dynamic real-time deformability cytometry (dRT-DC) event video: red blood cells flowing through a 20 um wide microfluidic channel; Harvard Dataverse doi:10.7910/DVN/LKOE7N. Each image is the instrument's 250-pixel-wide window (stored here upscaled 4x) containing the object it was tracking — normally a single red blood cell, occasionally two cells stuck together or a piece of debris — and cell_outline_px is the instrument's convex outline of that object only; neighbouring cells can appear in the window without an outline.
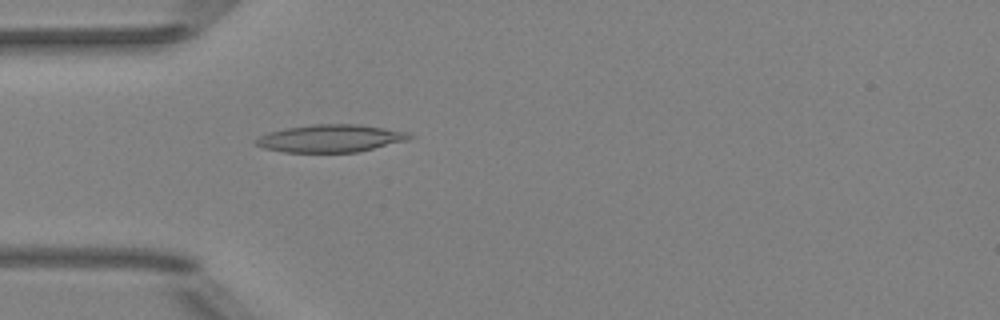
{"species": "Egyptian fruit bat (a non-hibernating species)", "species_latin": "Rousettus aegyptiacus", "temperature_condition": "room temperature", "stored_images_in_passage": 51, "camera_frame_rate_fps": 3000, "um_per_image_px": 0.085, "animal": {"sex": "female"}, "frame": {"image": 1, "passage_image": 15, "time_ms": 4.667, "image_size_px": [1000, 320], "cell_outline_px": [[416, 136], [408, 140], [360, 152], [284, 152], [264, 148], [256, 144], [252, 140], [268, 132], [288, 128], [312, 124], [360, 124], [408, 132]], "centroid_in_image_um": [28.13, 11.76], "position_along_channel_um": 56.9, "area_um2": 24.8}}
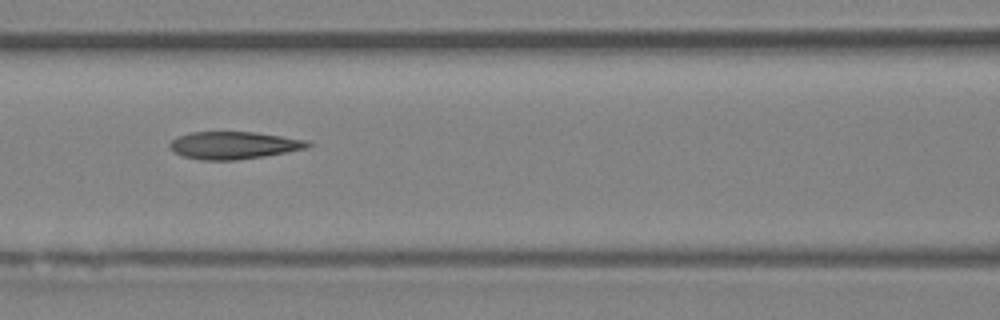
{"frame": {"image": 2, "passage_image": 22, "time_ms": 7.0, "image_size_px": [1000, 320], "cell_outline_px": [[312, 144], [308, 148], [264, 156], [236, 160], [200, 160], [184, 156], [168, 148], [168, 144], [176, 136], [192, 132], [256, 132], [308, 140]], "centroid_in_image_um": [19.86, 12.34], "position_along_channel_um": 146.7, "area_um2": 22.14}}
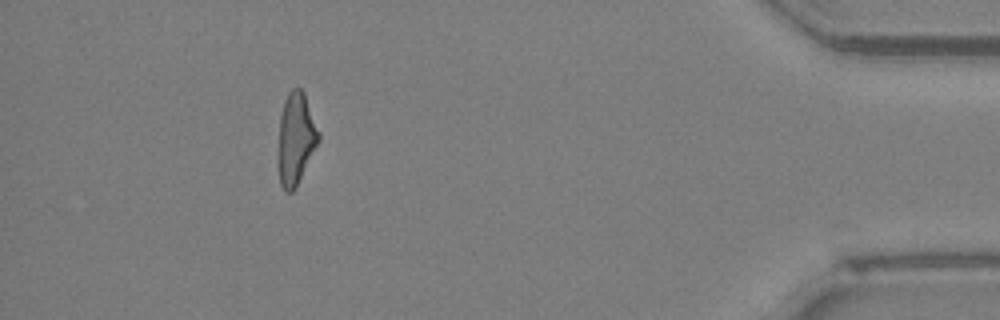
{"frame": {"image": 3, "passage_image": 46, "time_ms": 15.0, "image_size_px": [1000, 320], "cell_outline_px": [[320, 140], [296, 188], [292, 192], [284, 192], [280, 184], [280, 116], [284, 100], [288, 92], [292, 88], [300, 88], [304, 92], [320, 132]], "centroid_in_image_um": [25.19, 11.77], "position_along_channel_um": 410.0, "area_um2": 21.33}, "authors_computed_cell_mechanics": {"area_um2": 22.253, "velocity_mm_per_s": 4.0337, "shape_relaxation_time_tau1_ms": null, "shape_relaxation_time_tau2_ms": 2.3084, "deformation_change_tau1": null, "deformation_change_tau2": 0.1301}}